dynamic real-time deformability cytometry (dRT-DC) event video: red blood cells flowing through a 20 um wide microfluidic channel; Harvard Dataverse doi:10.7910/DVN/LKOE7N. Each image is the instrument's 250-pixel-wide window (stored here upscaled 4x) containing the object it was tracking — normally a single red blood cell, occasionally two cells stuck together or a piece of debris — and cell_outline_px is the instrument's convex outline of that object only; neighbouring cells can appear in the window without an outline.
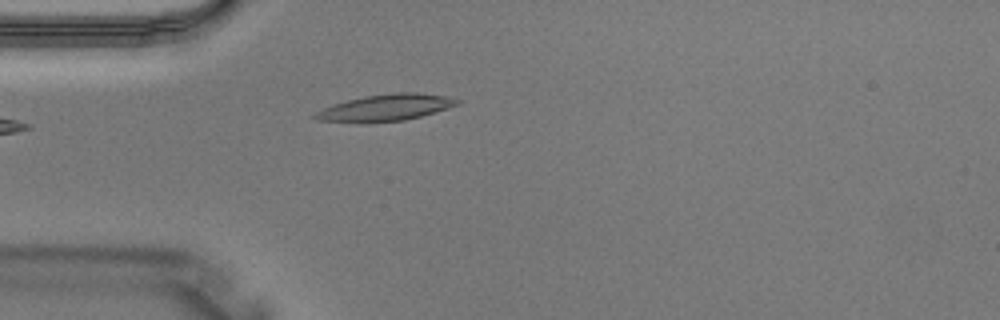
{"species": "Egyptian fruit bat (a non-hibernating species)", "species_latin": "Rousettus aegyptiacus", "temperature_condition": "warm", "stored_images_in_passage": 3, "camera_frame_rate_fps": 3000, "um_per_image_px": 0.085, "animal": {"sex": "male"}, "frame": {"image": 1, "passage_image": 3, "time_ms": 0.667, "image_size_px": [1000, 320], "cell_outline_px": [[460, 104], [448, 108], [420, 116], [404, 120], [364, 124], [316, 120], [312, 116], [316, 112], [332, 104], [364, 96], [396, 92], [416, 92], [444, 96], [460, 100]], "centroid_in_image_um": [32.73, 9.17], "position_along_channel_um": 52.3, "area_um2": 22.2}}